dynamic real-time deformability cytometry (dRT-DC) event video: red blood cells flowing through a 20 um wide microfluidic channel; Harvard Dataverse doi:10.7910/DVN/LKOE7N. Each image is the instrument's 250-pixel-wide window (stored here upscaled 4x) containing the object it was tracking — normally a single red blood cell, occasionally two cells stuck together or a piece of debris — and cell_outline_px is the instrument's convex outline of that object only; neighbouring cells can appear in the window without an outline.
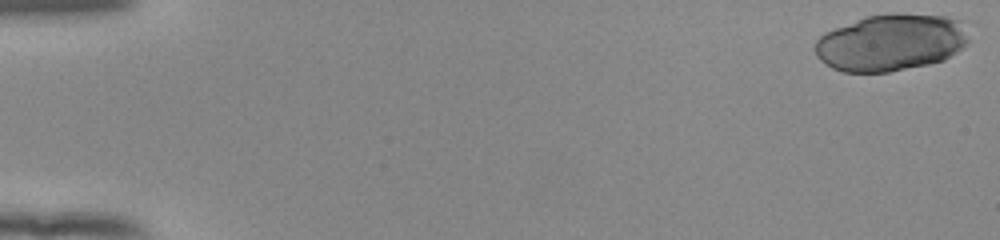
{"species": "human", "species_latin": "Homo sapiens", "temperature_condition": "room temperature", "stored_images_in_passage": 53, "camera_frame_rate_fps": 3000, "um_per_image_px": 0.085, "donor": {"sex": "female"}, "frame": {"image": 1, "passage_image": 1, "time_ms": 0.0, "image_size_px": [1000, 240], "cell_outline_px": [[968, 44], [944, 60], [928, 64], [888, 72], [844, 72], [832, 68], [820, 60], [816, 56], [816, 40], [820, 36], [836, 28], [868, 16], [892, 12], [944, 16], [960, 20], [968, 40]], "centroid_in_image_um": [75.73, 3.61], "position_along_channel_um": 9.3, "area_um2": 50.63}}